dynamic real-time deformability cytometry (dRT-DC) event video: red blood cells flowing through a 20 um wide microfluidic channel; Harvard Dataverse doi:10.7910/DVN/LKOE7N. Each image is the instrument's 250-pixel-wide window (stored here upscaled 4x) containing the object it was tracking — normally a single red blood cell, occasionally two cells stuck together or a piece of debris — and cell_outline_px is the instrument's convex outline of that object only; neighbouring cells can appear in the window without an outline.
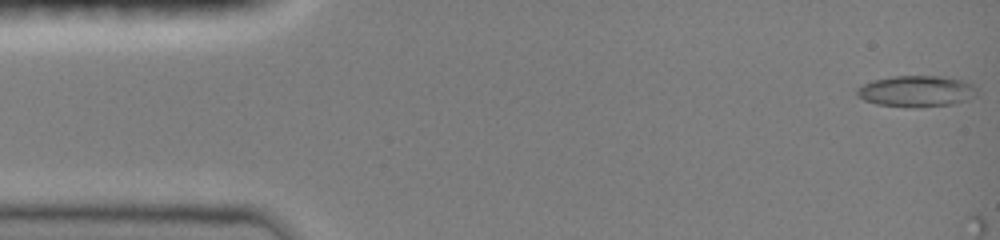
{"species": "common noctule bat (a hibernating species)", "species_latin": "Nyctalus noctula", "temperature_condition": "room temperature", "stored_images_in_passage": 4, "camera_frame_rate_fps": 3000, "um_per_image_px": 0.085, "animal": {"sex": "female", "body_mass_g": 19.0, "forearm_length_mm": 51.5}, "frame": {"image": 1, "passage_image": 1, "time_ms": 0.0, "image_size_px": [1000, 240], "cell_outline_px": [[976, 96], [952, 104], [920, 108], [916, 108], [876, 104], [864, 100], [856, 92], [856, 88], [872, 80], [892, 76], [940, 76], [960, 80], [972, 84], [976, 88]], "centroid_in_image_um": [77.88, 7.76], "position_along_channel_um": 7.1, "area_um2": 21.79}}